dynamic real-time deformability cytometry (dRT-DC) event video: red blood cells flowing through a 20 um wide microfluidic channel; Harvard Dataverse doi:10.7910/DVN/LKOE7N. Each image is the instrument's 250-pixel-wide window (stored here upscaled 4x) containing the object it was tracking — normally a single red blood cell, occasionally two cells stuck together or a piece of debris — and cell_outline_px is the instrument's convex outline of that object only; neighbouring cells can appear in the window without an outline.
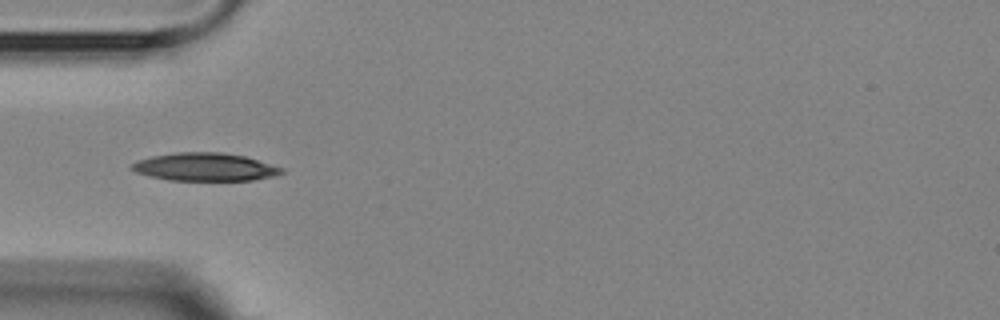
{"species": "Egyptian fruit bat (a non-hibernating species)", "species_latin": "Rousettus aegyptiacus", "temperature_condition": "room temperature", "stored_images_in_passage": 5, "camera_frame_rate_fps": 3000, "um_per_image_px": 0.085, "animal": {"sex": "female"}, "frame": {"image": 1, "passage_image": 3, "time_ms": 2.333, "image_size_px": [1000, 320], "cell_outline_px": [[284, 172], [272, 176], [252, 180], [168, 180], [136, 172], [132, 168], [132, 164], [136, 160], [152, 156], [176, 152], [220, 152], [244, 156], [284, 168]], "centroid_in_image_um": [17.42, 14.18], "position_along_channel_um": 67.6, "area_um2": 24.16}}
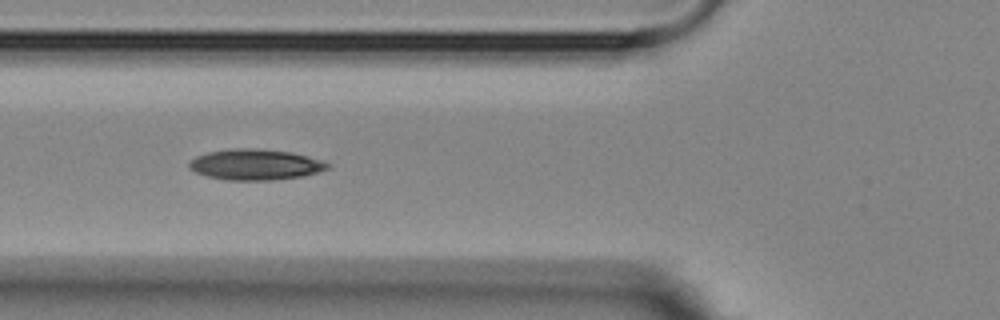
{"frame": {"image": 2, "passage_image": 4, "time_ms": 3.333, "image_size_px": [1000, 320], "cell_outline_px": [[332, 164], [328, 168], [316, 172], [300, 176], [272, 180], [224, 180], [208, 176], [196, 172], [188, 168], [188, 164], [196, 156], [208, 152], [232, 148], [256, 148], [292, 152], [320, 160]], "centroid_in_image_um": [21.67, 13.98], "position_along_channel_um": 104.1, "area_um2": 24.68}}
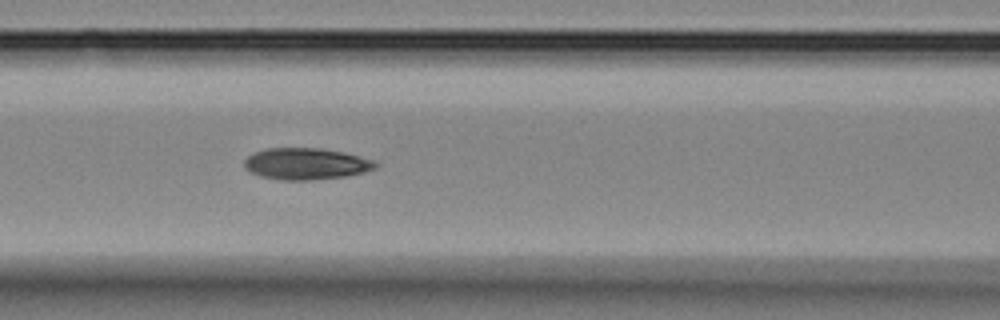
{"frame": {"image": 3, "passage_image": 5, "time_ms": 4.333, "image_size_px": [1000, 320], "cell_outline_px": [[376, 168], [364, 172], [344, 176], [308, 180], [284, 180], [260, 176], [244, 168], [244, 160], [252, 152], [264, 148], [320, 148], [344, 152], [372, 160], [376, 164]], "centroid_in_image_um": [25.95, 13.91], "position_along_channel_um": 140.6, "area_um2": 23.99}}